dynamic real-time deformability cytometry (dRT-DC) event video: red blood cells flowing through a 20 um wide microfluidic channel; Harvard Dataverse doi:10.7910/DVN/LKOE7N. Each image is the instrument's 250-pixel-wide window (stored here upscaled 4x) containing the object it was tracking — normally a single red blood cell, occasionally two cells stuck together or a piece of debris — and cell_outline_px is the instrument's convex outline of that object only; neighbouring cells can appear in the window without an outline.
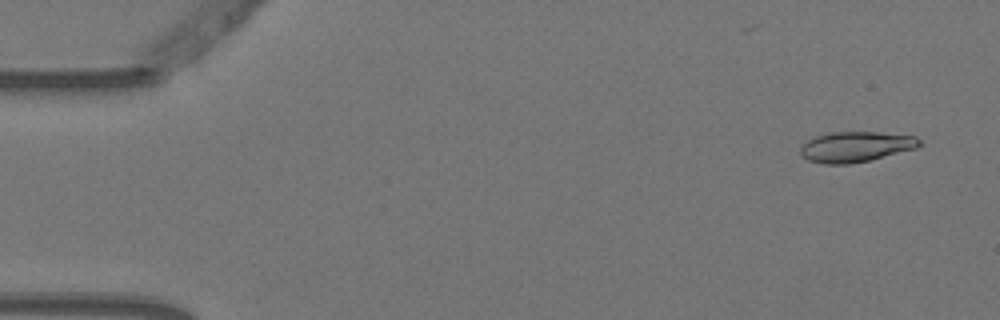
{"species": "Egyptian fruit bat (a non-hibernating species)", "species_latin": "Rousettus aegyptiacus", "temperature_condition": "warm", "stored_images_in_passage": 4, "camera_frame_rate_fps": 3000, "um_per_image_px": 0.085, "animal": {"sex": "female"}, "frame": {"image": 1, "passage_image": 1, "time_ms": 0.0, "image_size_px": [1000, 320], "cell_outline_px": [[920, 144], [916, 148], [872, 160], [848, 164], [824, 164], [808, 160], [800, 152], [800, 148], [808, 140], [816, 136], [828, 132], [880, 132], [916, 136], [920, 140]], "centroid_in_image_um": [72.75, 12.47], "position_along_channel_um": 12.2, "area_um2": 21.1}}